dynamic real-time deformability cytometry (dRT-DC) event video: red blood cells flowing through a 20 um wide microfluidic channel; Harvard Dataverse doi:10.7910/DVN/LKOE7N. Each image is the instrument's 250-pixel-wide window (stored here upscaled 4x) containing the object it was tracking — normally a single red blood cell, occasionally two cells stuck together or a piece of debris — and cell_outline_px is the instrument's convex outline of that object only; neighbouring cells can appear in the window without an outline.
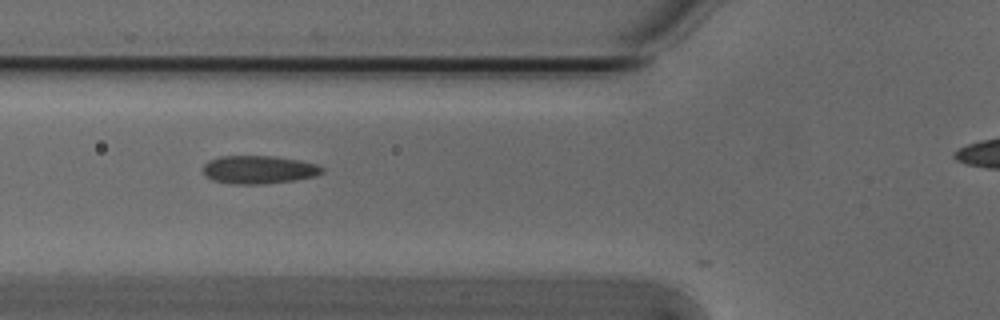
{"species": "Egyptian fruit bat (a non-hibernating species)", "species_latin": "Rousettus aegyptiacus", "temperature_condition": "cold", "stored_images_in_passage": 3, "camera_frame_rate_fps": 3000, "um_per_image_px": 0.085, "animal": {"sex": "male"}, "frame": {"image": 1, "passage_image": 2, "time_ms": 0.333, "image_size_px": [1000, 320], "cell_outline_px": [[324, 172], [316, 176], [296, 180], [264, 184], [232, 184], [212, 180], [204, 176], [204, 164], [208, 160], [220, 156], [272, 156], [296, 160], [316, 164], [324, 168]], "centroid_in_image_um": [21.98, 14.43], "position_along_channel_um": 103.8, "area_um2": 19.59}}